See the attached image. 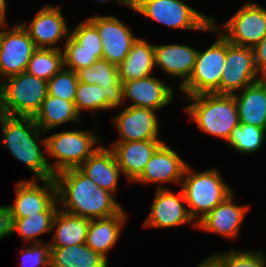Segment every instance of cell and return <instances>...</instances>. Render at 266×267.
Here are the masks:
<instances>
[{
  "mask_svg": "<svg viewBox=\"0 0 266 267\" xmlns=\"http://www.w3.org/2000/svg\"><path fill=\"white\" fill-rule=\"evenodd\" d=\"M88 19L97 27L102 40V59L120 65L138 37H134L131 29L114 16H93Z\"/></svg>",
  "mask_w": 266,
  "mask_h": 267,
  "instance_id": "14",
  "label": "cell"
},
{
  "mask_svg": "<svg viewBox=\"0 0 266 267\" xmlns=\"http://www.w3.org/2000/svg\"><path fill=\"white\" fill-rule=\"evenodd\" d=\"M63 67L62 50L37 48L28 62L26 72L48 81Z\"/></svg>",
  "mask_w": 266,
  "mask_h": 267,
  "instance_id": "31",
  "label": "cell"
},
{
  "mask_svg": "<svg viewBox=\"0 0 266 267\" xmlns=\"http://www.w3.org/2000/svg\"><path fill=\"white\" fill-rule=\"evenodd\" d=\"M105 91L97 84H86L78 82L74 103L77 112L88 110L94 113L95 111L105 110Z\"/></svg>",
  "mask_w": 266,
  "mask_h": 267,
  "instance_id": "34",
  "label": "cell"
},
{
  "mask_svg": "<svg viewBox=\"0 0 266 267\" xmlns=\"http://www.w3.org/2000/svg\"><path fill=\"white\" fill-rule=\"evenodd\" d=\"M265 137L266 130L249 124H240L233 130L228 143L238 152L252 154L262 148Z\"/></svg>",
  "mask_w": 266,
  "mask_h": 267,
  "instance_id": "32",
  "label": "cell"
},
{
  "mask_svg": "<svg viewBox=\"0 0 266 267\" xmlns=\"http://www.w3.org/2000/svg\"><path fill=\"white\" fill-rule=\"evenodd\" d=\"M10 28L7 27H0ZM36 46L21 24L0 31V75L5 79L26 71Z\"/></svg>",
  "mask_w": 266,
  "mask_h": 267,
  "instance_id": "12",
  "label": "cell"
},
{
  "mask_svg": "<svg viewBox=\"0 0 266 267\" xmlns=\"http://www.w3.org/2000/svg\"><path fill=\"white\" fill-rule=\"evenodd\" d=\"M90 219L72 215L58 209L52 225L55 230L50 247H67L86 243ZM55 227V229H54Z\"/></svg>",
  "mask_w": 266,
  "mask_h": 267,
  "instance_id": "27",
  "label": "cell"
},
{
  "mask_svg": "<svg viewBox=\"0 0 266 267\" xmlns=\"http://www.w3.org/2000/svg\"><path fill=\"white\" fill-rule=\"evenodd\" d=\"M187 99L190 103L185 111L198 128L228 142L233 130L240 125L234 96L204 93Z\"/></svg>",
  "mask_w": 266,
  "mask_h": 267,
  "instance_id": "3",
  "label": "cell"
},
{
  "mask_svg": "<svg viewBox=\"0 0 266 267\" xmlns=\"http://www.w3.org/2000/svg\"><path fill=\"white\" fill-rule=\"evenodd\" d=\"M61 9L60 6L46 5L29 24H21L29 33L36 48L63 50L56 44L63 37L68 38L70 31Z\"/></svg>",
  "mask_w": 266,
  "mask_h": 267,
  "instance_id": "15",
  "label": "cell"
},
{
  "mask_svg": "<svg viewBox=\"0 0 266 267\" xmlns=\"http://www.w3.org/2000/svg\"><path fill=\"white\" fill-rule=\"evenodd\" d=\"M11 221L6 206H0V239L11 235Z\"/></svg>",
  "mask_w": 266,
  "mask_h": 267,
  "instance_id": "40",
  "label": "cell"
},
{
  "mask_svg": "<svg viewBox=\"0 0 266 267\" xmlns=\"http://www.w3.org/2000/svg\"><path fill=\"white\" fill-rule=\"evenodd\" d=\"M117 67L121 83L151 76L155 67L154 45L137 38L124 61Z\"/></svg>",
  "mask_w": 266,
  "mask_h": 267,
  "instance_id": "26",
  "label": "cell"
},
{
  "mask_svg": "<svg viewBox=\"0 0 266 267\" xmlns=\"http://www.w3.org/2000/svg\"><path fill=\"white\" fill-rule=\"evenodd\" d=\"M4 112L13 117H35L48 95V81L22 72L1 80Z\"/></svg>",
  "mask_w": 266,
  "mask_h": 267,
  "instance_id": "6",
  "label": "cell"
},
{
  "mask_svg": "<svg viewBox=\"0 0 266 267\" xmlns=\"http://www.w3.org/2000/svg\"><path fill=\"white\" fill-rule=\"evenodd\" d=\"M123 102L131 99L132 107H143L153 110L170 104L174 98L173 87L166 85L151 76L123 82Z\"/></svg>",
  "mask_w": 266,
  "mask_h": 267,
  "instance_id": "17",
  "label": "cell"
},
{
  "mask_svg": "<svg viewBox=\"0 0 266 267\" xmlns=\"http://www.w3.org/2000/svg\"><path fill=\"white\" fill-rule=\"evenodd\" d=\"M97 1L98 2H108V1H111V0H97ZM115 1H117L118 3H120V4L124 5V6H127V7L131 6V0H115Z\"/></svg>",
  "mask_w": 266,
  "mask_h": 267,
  "instance_id": "44",
  "label": "cell"
},
{
  "mask_svg": "<svg viewBox=\"0 0 266 267\" xmlns=\"http://www.w3.org/2000/svg\"><path fill=\"white\" fill-rule=\"evenodd\" d=\"M70 36L88 51H103L102 40L100 39L97 27L87 18L70 31Z\"/></svg>",
  "mask_w": 266,
  "mask_h": 267,
  "instance_id": "37",
  "label": "cell"
},
{
  "mask_svg": "<svg viewBox=\"0 0 266 267\" xmlns=\"http://www.w3.org/2000/svg\"><path fill=\"white\" fill-rule=\"evenodd\" d=\"M221 76V94L235 91L261 80L255 66L253 48L238 46L226 40V59Z\"/></svg>",
  "mask_w": 266,
  "mask_h": 267,
  "instance_id": "11",
  "label": "cell"
},
{
  "mask_svg": "<svg viewBox=\"0 0 266 267\" xmlns=\"http://www.w3.org/2000/svg\"><path fill=\"white\" fill-rule=\"evenodd\" d=\"M6 0H0V27H7L9 25H7L6 22Z\"/></svg>",
  "mask_w": 266,
  "mask_h": 267,
  "instance_id": "42",
  "label": "cell"
},
{
  "mask_svg": "<svg viewBox=\"0 0 266 267\" xmlns=\"http://www.w3.org/2000/svg\"><path fill=\"white\" fill-rule=\"evenodd\" d=\"M49 243H32L20 255L22 267H50Z\"/></svg>",
  "mask_w": 266,
  "mask_h": 267,
  "instance_id": "38",
  "label": "cell"
},
{
  "mask_svg": "<svg viewBox=\"0 0 266 267\" xmlns=\"http://www.w3.org/2000/svg\"><path fill=\"white\" fill-rule=\"evenodd\" d=\"M23 180L16 184L14 205L6 206L10 219L37 215L40 212H57V186L54 178Z\"/></svg>",
  "mask_w": 266,
  "mask_h": 267,
  "instance_id": "9",
  "label": "cell"
},
{
  "mask_svg": "<svg viewBox=\"0 0 266 267\" xmlns=\"http://www.w3.org/2000/svg\"><path fill=\"white\" fill-rule=\"evenodd\" d=\"M197 267H222V265L211 255L200 262Z\"/></svg>",
  "mask_w": 266,
  "mask_h": 267,
  "instance_id": "41",
  "label": "cell"
},
{
  "mask_svg": "<svg viewBox=\"0 0 266 267\" xmlns=\"http://www.w3.org/2000/svg\"><path fill=\"white\" fill-rule=\"evenodd\" d=\"M255 66L260 76L266 75V35L262 40L253 48Z\"/></svg>",
  "mask_w": 266,
  "mask_h": 267,
  "instance_id": "39",
  "label": "cell"
},
{
  "mask_svg": "<svg viewBox=\"0 0 266 267\" xmlns=\"http://www.w3.org/2000/svg\"><path fill=\"white\" fill-rule=\"evenodd\" d=\"M217 40L205 51H198L188 81L179 89L186 97L204 93L221 94V76L226 59V39L219 33Z\"/></svg>",
  "mask_w": 266,
  "mask_h": 267,
  "instance_id": "8",
  "label": "cell"
},
{
  "mask_svg": "<svg viewBox=\"0 0 266 267\" xmlns=\"http://www.w3.org/2000/svg\"><path fill=\"white\" fill-rule=\"evenodd\" d=\"M163 143L162 140L115 142L109 148L113 151L122 174L130 182H134Z\"/></svg>",
  "mask_w": 266,
  "mask_h": 267,
  "instance_id": "19",
  "label": "cell"
},
{
  "mask_svg": "<svg viewBox=\"0 0 266 267\" xmlns=\"http://www.w3.org/2000/svg\"><path fill=\"white\" fill-rule=\"evenodd\" d=\"M129 9L172 29L219 31L216 20L182 0H131Z\"/></svg>",
  "mask_w": 266,
  "mask_h": 267,
  "instance_id": "5",
  "label": "cell"
},
{
  "mask_svg": "<svg viewBox=\"0 0 266 267\" xmlns=\"http://www.w3.org/2000/svg\"><path fill=\"white\" fill-rule=\"evenodd\" d=\"M180 186L196 223L233 193L215 168L193 173L187 165Z\"/></svg>",
  "mask_w": 266,
  "mask_h": 267,
  "instance_id": "4",
  "label": "cell"
},
{
  "mask_svg": "<svg viewBox=\"0 0 266 267\" xmlns=\"http://www.w3.org/2000/svg\"><path fill=\"white\" fill-rule=\"evenodd\" d=\"M108 261L84 244L50 248V267H107Z\"/></svg>",
  "mask_w": 266,
  "mask_h": 267,
  "instance_id": "29",
  "label": "cell"
},
{
  "mask_svg": "<svg viewBox=\"0 0 266 267\" xmlns=\"http://www.w3.org/2000/svg\"><path fill=\"white\" fill-rule=\"evenodd\" d=\"M113 118L120 134L116 142L159 140V124L155 110L143 107L124 106Z\"/></svg>",
  "mask_w": 266,
  "mask_h": 267,
  "instance_id": "16",
  "label": "cell"
},
{
  "mask_svg": "<svg viewBox=\"0 0 266 267\" xmlns=\"http://www.w3.org/2000/svg\"><path fill=\"white\" fill-rule=\"evenodd\" d=\"M98 148L78 167V169L89 177L96 185L114 194L120 170L113 151L106 148L104 144L97 145Z\"/></svg>",
  "mask_w": 266,
  "mask_h": 267,
  "instance_id": "23",
  "label": "cell"
},
{
  "mask_svg": "<svg viewBox=\"0 0 266 267\" xmlns=\"http://www.w3.org/2000/svg\"><path fill=\"white\" fill-rule=\"evenodd\" d=\"M187 165L178 153L164 142L154 152L144 171L135 182L181 184Z\"/></svg>",
  "mask_w": 266,
  "mask_h": 267,
  "instance_id": "18",
  "label": "cell"
},
{
  "mask_svg": "<svg viewBox=\"0 0 266 267\" xmlns=\"http://www.w3.org/2000/svg\"><path fill=\"white\" fill-rule=\"evenodd\" d=\"M162 186H158L155 192L154 201L144 226L147 228H170L191 222L197 227V223L189 214L182 190L176 195L164 185Z\"/></svg>",
  "mask_w": 266,
  "mask_h": 267,
  "instance_id": "13",
  "label": "cell"
},
{
  "mask_svg": "<svg viewBox=\"0 0 266 267\" xmlns=\"http://www.w3.org/2000/svg\"><path fill=\"white\" fill-rule=\"evenodd\" d=\"M77 85V73L63 67L48 80V95L74 102Z\"/></svg>",
  "mask_w": 266,
  "mask_h": 267,
  "instance_id": "35",
  "label": "cell"
},
{
  "mask_svg": "<svg viewBox=\"0 0 266 267\" xmlns=\"http://www.w3.org/2000/svg\"><path fill=\"white\" fill-rule=\"evenodd\" d=\"M45 139L47 155L56 159L49 164L54 175L78 168L98 148L94 144L101 145L100 136L83 130L55 133Z\"/></svg>",
  "mask_w": 266,
  "mask_h": 267,
  "instance_id": "7",
  "label": "cell"
},
{
  "mask_svg": "<svg viewBox=\"0 0 266 267\" xmlns=\"http://www.w3.org/2000/svg\"><path fill=\"white\" fill-rule=\"evenodd\" d=\"M240 124H249L266 130V84L259 80L233 94Z\"/></svg>",
  "mask_w": 266,
  "mask_h": 267,
  "instance_id": "24",
  "label": "cell"
},
{
  "mask_svg": "<svg viewBox=\"0 0 266 267\" xmlns=\"http://www.w3.org/2000/svg\"><path fill=\"white\" fill-rule=\"evenodd\" d=\"M223 29L225 33L219 32L230 43L254 48L266 35V9L247 2L223 24Z\"/></svg>",
  "mask_w": 266,
  "mask_h": 267,
  "instance_id": "10",
  "label": "cell"
},
{
  "mask_svg": "<svg viewBox=\"0 0 266 267\" xmlns=\"http://www.w3.org/2000/svg\"><path fill=\"white\" fill-rule=\"evenodd\" d=\"M233 196L234 192L200 219L197 222L198 229L231 239L237 238L249 206L236 205Z\"/></svg>",
  "mask_w": 266,
  "mask_h": 267,
  "instance_id": "20",
  "label": "cell"
},
{
  "mask_svg": "<svg viewBox=\"0 0 266 267\" xmlns=\"http://www.w3.org/2000/svg\"><path fill=\"white\" fill-rule=\"evenodd\" d=\"M34 120L44 134L65 122L80 121L74 102L62 100L51 95H47Z\"/></svg>",
  "mask_w": 266,
  "mask_h": 267,
  "instance_id": "28",
  "label": "cell"
},
{
  "mask_svg": "<svg viewBox=\"0 0 266 267\" xmlns=\"http://www.w3.org/2000/svg\"><path fill=\"white\" fill-rule=\"evenodd\" d=\"M126 216L122 209L113 216L90 220L86 245L108 261L107 253L119 239Z\"/></svg>",
  "mask_w": 266,
  "mask_h": 267,
  "instance_id": "25",
  "label": "cell"
},
{
  "mask_svg": "<svg viewBox=\"0 0 266 267\" xmlns=\"http://www.w3.org/2000/svg\"><path fill=\"white\" fill-rule=\"evenodd\" d=\"M261 80L266 84V75L261 77Z\"/></svg>",
  "mask_w": 266,
  "mask_h": 267,
  "instance_id": "45",
  "label": "cell"
},
{
  "mask_svg": "<svg viewBox=\"0 0 266 267\" xmlns=\"http://www.w3.org/2000/svg\"><path fill=\"white\" fill-rule=\"evenodd\" d=\"M6 116L3 108L2 84L0 81V121Z\"/></svg>",
  "mask_w": 266,
  "mask_h": 267,
  "instance_id": "43",
  "label": "cell"
},
{
  "mask_svg": "<svg viewBox=\"0 0 266 267\" xmlns=\"http://www.w3.org/2000/svg\"><path fill=\"white\" fill-rule=\"evenodd\" d=\"M57 212H40L37 215L28 217L10 219L11 235L18 232L25 242L32 241L33 243L44 242L37 238L44 233L52 231L53 220Z\"/></svg>",
  "mask_w": 266,
  "mask_h": 267,
  "instance_id": "30",
  "label": "cell"
},
{
  "mask_svg": "<svg viewBox=\"0 0 266 267\" xmlns=\"http://www.w3.org/2000/svg\"><path fill=\"white\" fill-rule=\"evenodd\" d=\"M78 82L97 84L105 91V110L123 104V84L120 82L118 67L107 60L99 59L90 67L77 72Z\"/></svg>",
  "mask_w": 266,
  "mask_h": 267,
  "instance_id": "21",
  "label": "cell"
},
{
  "mask_svg": "<svg viewBox=\"0 0 266 267\" xmlns=\"http://www.w3.org/2000/svg\"><path fill=\"white\" fill-rule=\"evenodd\" d=\"M63 61L64 68L77 72L81 68L90 67L99 59H102L103 51H88L82 49L70 35L64 45Z\"/></svg>",
  "mask_w": 266,
  "mask_h": 267,
  "instance_id": "33",
  "label": "cell"
},
{
  "mask_svg": "<svg viewBox=\"0 0 266 267\" xmlns=\"http://www.w3.org/2000/svg\"><path fill=\"white\" fill-rule=\"evenodd\" d=\"M222 267H266V257L261 251H230L212 255Z\"/></svg>",
  "mask_w": 266,
  "mask_h": 267,
  "instance_id": "36",
  "label": "cell"
},
{
  "mask_svg": "<svg viewBox=\"0 0 266 267\" xmlns=\"http://www.w3.org/2000/svg\"><path fill=\"white\" fill-rule=\"evenodd\" d=\"M54 179L59 208L66 213L92 220L113 216L123 209L114 194L96 185L78 168L61 171Z\"/></svg>",
  "mask_w": 266,
  "mask_h": 267,
  "instance_id": "1",
  "label": "cell"
},
{
  "mask_svg": "<svg viewBox=\"0 0 266 267\" xmlns=\"http://www.w3.org/2000/svg\"><path fill=\"white\" fill-rule=\"evenodd\" d=\"M0 123L2 141L9 153L34 172L37 180L54 178L48 157L41 150L42 145L46 151V139H42L44 132L37 126L34 118L6 115Z\"/></svg>",
  "mask_w": 266,
  "mask_h": 267,
  "instance_id": "2",
  "label": "cell"
},
{
  "mask_svg": "<svg viewBox=\"0 0 266 267\" xmlns=\"http://www.w3.org/2000/svg\"><path fill=\"white\" fill-rule=\"evenodd\" d=\"M197 54V49L187 45H154L155 66L170 76L183 79L179 87H182L191 76Z\"/></svg>",
  "mask_w": 266,
  "mask_h": 267,
  "instance_id": "22",
  "label": "cell"
}]
</instances>
